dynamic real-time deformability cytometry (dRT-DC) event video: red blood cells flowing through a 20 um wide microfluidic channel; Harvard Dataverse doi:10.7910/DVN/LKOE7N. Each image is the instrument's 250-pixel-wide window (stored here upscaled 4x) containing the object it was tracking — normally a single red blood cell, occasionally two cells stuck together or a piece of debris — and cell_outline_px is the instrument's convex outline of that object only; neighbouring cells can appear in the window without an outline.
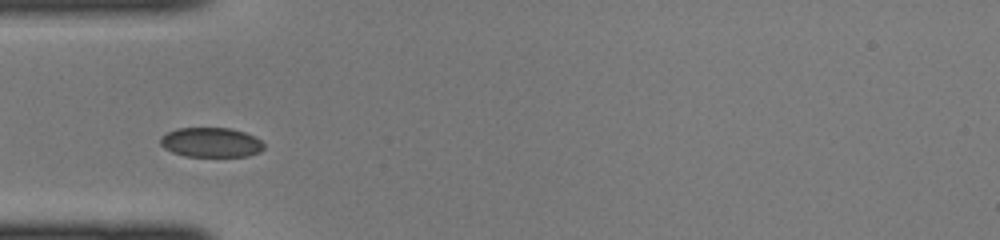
{"species": "common noctule bat (a hibernating species)", "species_latin": "Nyctalus noctula", "temperature_condition": "cold", "stored_images_in_passage": 30, "camera_frame_rate_fps": 3000, "um_per_image_px": 0.085, "animal": {"sex": "female", "body_mass_g": 22.0, "forearm_length_mm": 56.7}, "frame": {"image": 1, "passage_image": 7, "time_ms": 2.0, "image_size_px": [1000, 240], "cell_outline_px": [[264, 148], [260, 152], [248, 156], [184, 156], [172, 152], [164, 148], [160, 144], [160, 136], [176, 128], [232, 128], [244, 132], [260, 140], [264, 144]], "centroid_in_image_um": [17.92, 12.1], "position_along_channel_um": 67.1, "area_um2": 17.92}}
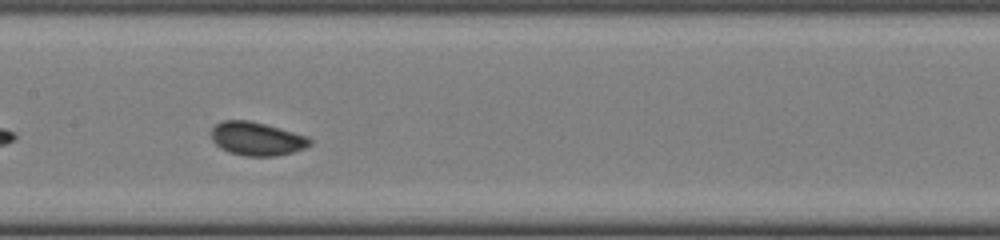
{"frame": {"image": 2, "passage_image": 15, "time_ms": 4.667, "image_size_px": [1000, 240], "cell_outline_px": [[312, 144], [304, 148], [292, 152], [276, 156], [244, 156], [228, 152], [220, 148], [212, 140], [212, 128], [216, 124], [224, 120], [248, 120], [264, 124], [308, 136], [312, 140]], "centroid_in_image_um": [21.82, 11.8], "position_along_channel_um": 185.6, "area_um2": 19.19}}
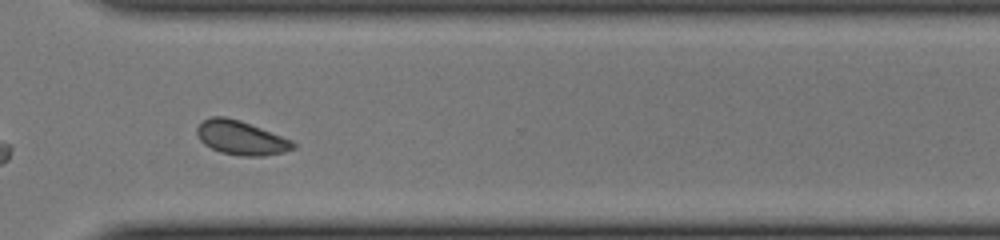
{"frame": {"image": 3, "passage_image": 26, "time_ms": 8.333, "image_size_px": [1000, 240], "cell_outline_px": [[296, 148], [284, 152], [264, 156], [240, 156], [220, 152], [204, 144], [200, 140], [196, 132], [196, 128], [204, 120], [212, 116], [224, 116], [240, 120], [292, 140], [296, 144]], "centroid_in_image_um": [20.49, 11.72], "position_along_channel_um": 350.1, "area_um2": 19.07}}